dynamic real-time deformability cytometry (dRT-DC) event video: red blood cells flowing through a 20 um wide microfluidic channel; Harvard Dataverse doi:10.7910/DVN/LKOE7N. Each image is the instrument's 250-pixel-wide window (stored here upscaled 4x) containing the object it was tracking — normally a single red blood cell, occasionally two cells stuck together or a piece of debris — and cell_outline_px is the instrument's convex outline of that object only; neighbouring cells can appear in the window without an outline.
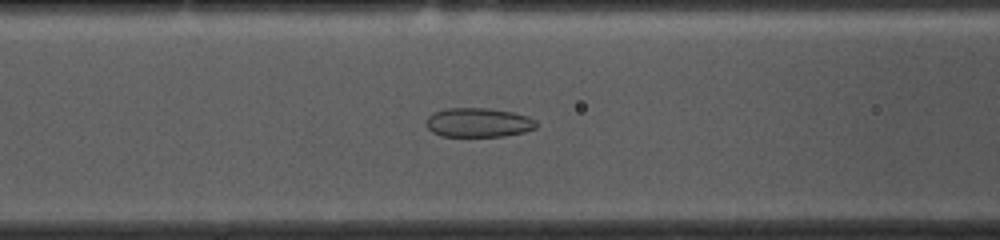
{"species": "common noctule bat (a hibernating species)", "species_latin": "Nyctalus noctula", "temperature_condition": "cold", "stored_images_in_passage": 53, "camera_frame_rate_fps": 3000, "um_per_image_px": 0.085, "animal": {"sex": "female", "body_mass_g": 10.0, "forearm_length_mm": 53.1}, "frame": {"image": 1, "passage_image": 20, "time_ms": 6.333, "image_size_px": [1000, 240], "cell_outline_px": [[536, 128], [524, 132], [504, 136], [440, 136], [432, 132], [424, 124], [424, 120], [428, 116], [444, 108], [492, 108], [512, 112], [528, 116], [536, 120]], "centroid_in_image_um": [40.64, 10.41], "position_along_channel_um": 126.0, "area_um2": 18.96}}
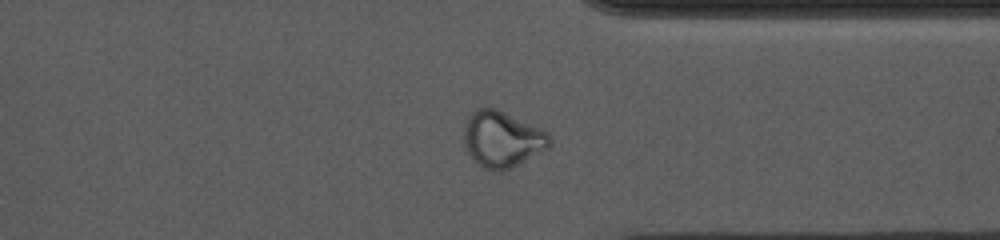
{"frame": {"image": 2, "passage_image": 40, "time_ms": 13.0, "image_size_px": [1000, 240], "cell_outline_px": [[552, 144], [548, 148], [500, 172], [484, 168], [472, 160], [464, 148], [464, 124], [468, 116], [476, 108], [496, 108], [548, 132], [552, 136]], "centroid_in_image_um": [42.65, 11.82], "position_along_channel_um": 368.7, "area_um2": 27.98}}
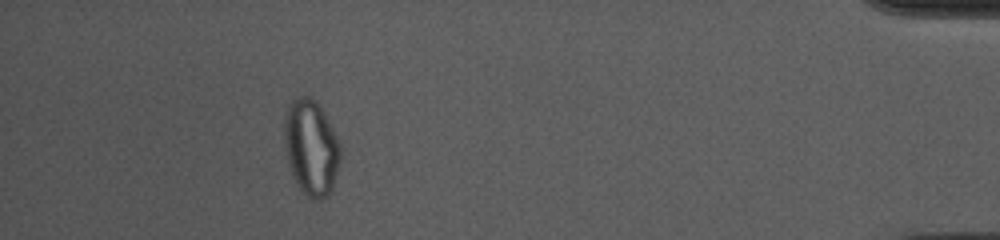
{"frame": {"image": 3, "passage_image": 48, "time_ms": 15.667, "image_size_px": [1000, 240], "cell_outline_px": [[344, 152], [332, 192], [328, 196], [320, 200], [312, 200], [296, 184], [288, 164], [284, 144], [284, 120], [288, 104], [296, 96], [308, 96], [316, 100], [324, 112], [340, 140]], "centroid_in_image_um": [26.49, 12.55], "position_along_channel_um": 408.7, "area_um2": 32.31}, "authors_computed_cell_mechanics": {"area_um2": 24.3338, "velocity_mm_per_s": 3.6842, "shape_relaxation_time_tau1_ms": null, "shape_relaxation_time_tau2_ms": 2.6839, "deformation_change_tau1": null, "deformation_change_tau2": 0.0633}}